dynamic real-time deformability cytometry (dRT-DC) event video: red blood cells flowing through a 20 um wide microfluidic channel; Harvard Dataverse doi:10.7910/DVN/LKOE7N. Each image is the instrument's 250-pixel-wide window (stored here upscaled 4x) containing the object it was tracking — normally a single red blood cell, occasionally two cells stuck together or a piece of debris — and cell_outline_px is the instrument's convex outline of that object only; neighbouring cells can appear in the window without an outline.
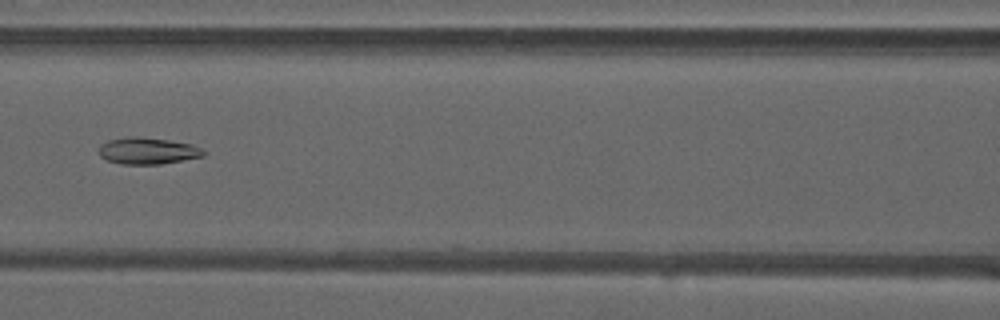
{"species": "common noctule bat (a hibernating species)", "species_latin": "Nyctalus noctula", "temperature_condition": "warm", "stored_images_in_passage": 34, "camera_frame_rate_fps": 3000, "um_per_image_px": 0.085, "animal": {"sex": "male", "forearm_length_mm": 52.5}, "frame": {"image": 1, "passage_image": 13, "time_ms": 4.0, "image_size_px": [1000, 320], "cell_outline_px": [[208, 152], [204, 156], [160, 164], [120, 164], [108, 160], [100, 156], [100, 144], [108, 140], [128, 136], [140, 136], [168, 140], [192, 144]], "centroid_in_image_um": [12.56, 12.81], "position_along_channel_um": 154.0, "area_um2": 16.3}}
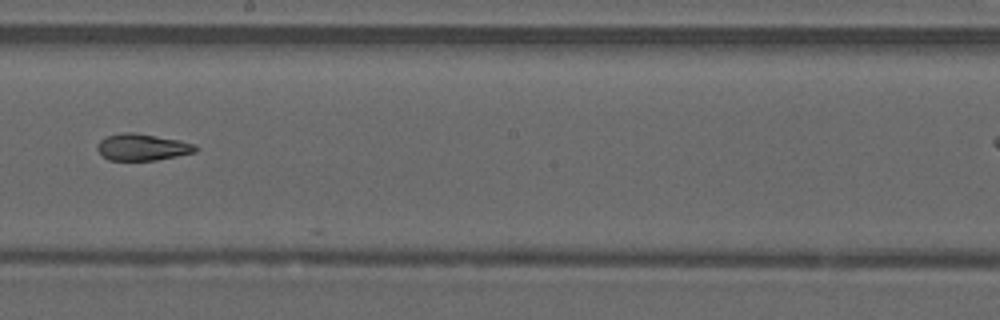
{"frame": {"image": 2, "passage_image": 19, "time_ms": 6.0, "image_size_px": [1000, 320], "cell_outline_px": [[200, 148], [196, 152], [156, 160], [108, 160], [96, 148], [96, 144], [100, 140], [108, 136], [124, 132], [132, 132], [180, 140], [196, 144]], "centroid_in_image_um": [12.13, 12.51], "position_along_channel_um": 236.1, "area_um2": 15.26}}
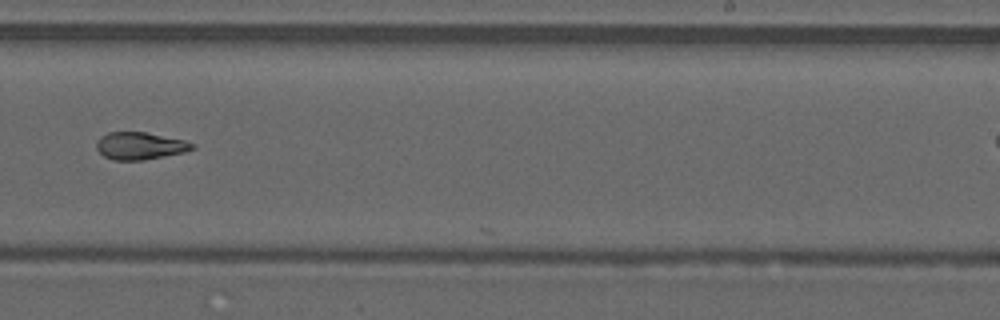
{"frame": {"image": 3, "passage_image": 22, "time_ms": 7.0, "image_size_px": [1000, 320], "cell_outline_px": [[196, 148], [184, 152], [144, 160], [112, 160], [104, 156], [96, 148], [96, 144], [100, 136], [108, 132], [144, 132], [184, 140], [196, 144]], "centroid_in_image_um": [11.9, 12.4], "position_along_channel_um": 277.1, "area_um2": 15.26}}